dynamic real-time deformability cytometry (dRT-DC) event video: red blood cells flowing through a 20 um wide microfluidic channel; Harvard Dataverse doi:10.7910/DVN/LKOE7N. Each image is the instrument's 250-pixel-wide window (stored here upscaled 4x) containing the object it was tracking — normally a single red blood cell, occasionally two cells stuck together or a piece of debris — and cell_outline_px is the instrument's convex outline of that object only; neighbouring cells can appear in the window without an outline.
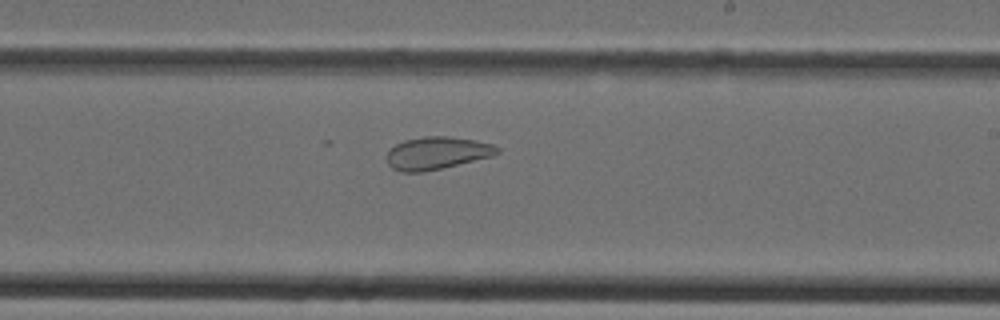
{"species": "Egyptian fruit bat (a non-hibernating species)", "species_latin": "Rousettus aegyptiacus", "temperature_condition": "cold", "stored_images_in_passage": 40, "camera_frame_rate_fps": 3000, "um_per_image_px": 0.085, "animal": {"sex": "female"}, "frame": {"image": 1, "passage_image": 24, "time_ms": 7.667, "image_size_px": [1000, 320], "cell_outline_px": [[500, 152], [492, 156], [424, 172], [400, 172], [392, 168], [388, 164], [384, 156], [396, 144], [404, 140], [424, 136], [444, 136], [476, 140], [492, 144], [500, 148]], "centroid_in_image_um": [37.11, 13.01], "position_along_channel_um": 251.9, "area_um2": 20.98}}
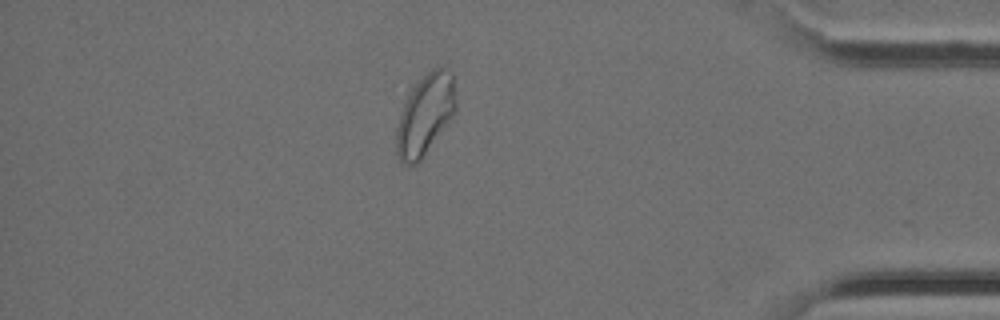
{"frame": {"image": 2, "passage_image": 35, "time_ms": 11.333, "image_size_px": [1000, 320], "cell_outline_px": [[456, 112], [420, 160], [416, 164], [408, 168], [400, 160], [396, 152], [396, 128], [408, 88], [432, 68], [444, 68], [452, 76], [456, 96]], "centroid_in_image_um": [36.1, 9.75], "position_along_channel_um": 399.1, "area_um2": 28.21}}